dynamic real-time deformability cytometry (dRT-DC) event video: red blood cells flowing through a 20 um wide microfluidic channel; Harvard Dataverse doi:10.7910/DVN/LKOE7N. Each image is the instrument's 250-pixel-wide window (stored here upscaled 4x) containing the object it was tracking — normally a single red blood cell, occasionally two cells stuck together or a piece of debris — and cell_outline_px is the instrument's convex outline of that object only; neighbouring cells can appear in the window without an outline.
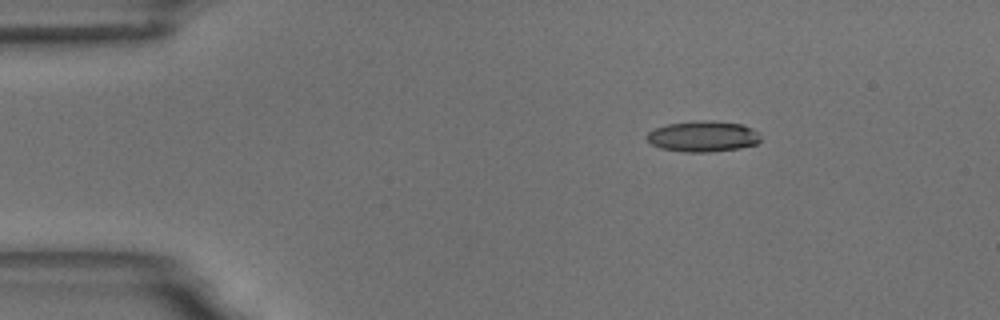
{"species": "common noctule bat (a hibernating species)", "species_latin": "Nyctalus noctula", "temperature_condition": "room temperature", "stored_images_in_passage": 8, "camera_frame_rate_fps": 3000, "um_per_image_px": 0.085, "animal": {"sex": "male", "body_mass_g": 18.8}, "frame": {"image": 1, "passage_image": 1, "time_ms": 0.0, "image_size_px": [1000, 320], "cell_outline_px": [[760, 140], [756, 144], [740, 148], [708, 152], [684, 152], [660, 148], [652, 144], [644, 136], [648, 132], [656, 128], [668, 124], [700, 120], [712, 120], [740, 124], [752, 128], [760, 132]], "centroid_in_image_um": [59.76, 11.59], "position_along_channel_um": 25.2, "area_um2": 20.52}}
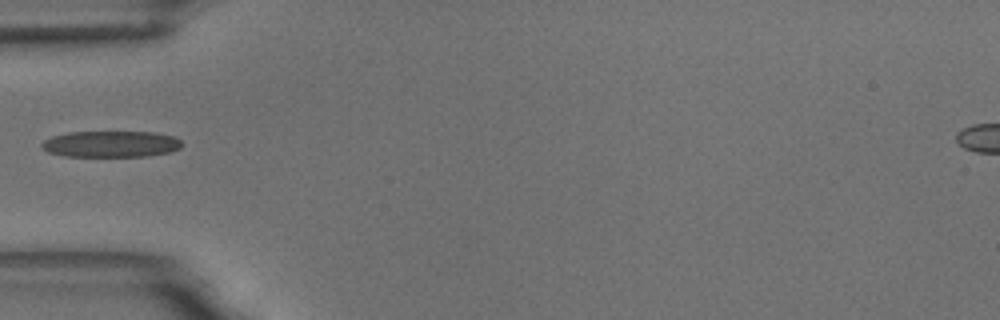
{"frame": {"image": 2, "passage_image": 3, "time_ms": 3.333, "image_size_px": [1000, 320], "cell_outline_px": [[184, 144], [180, 148], [172, 152], [148, 156], [64, 156], [48, 152], [40, 148], [40, 144], [44, 140], [52, 136], [68, 132], [152, 132], [176, 136]], "centroid_in_image_um": [9.44, 12.24], "position_along_channel_um": 75.6, "area_um2": 21.73}}
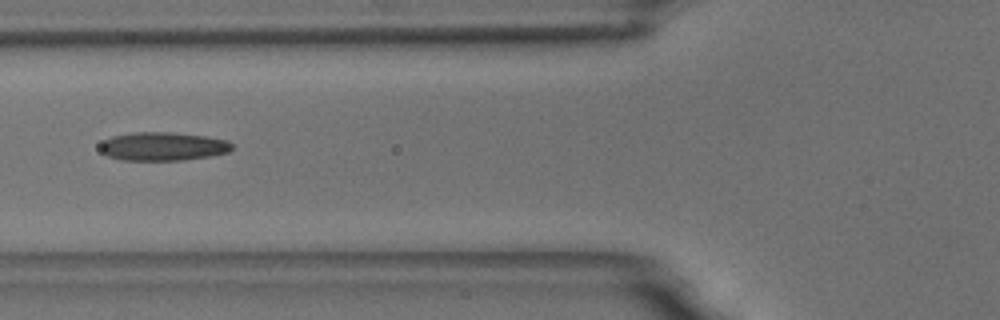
{"frame": {"image": 3, "passage_image": 4, "time_ms": 4.333, "image_size_px": [1000, 320], "cell_outline_px": [[232, 148], [228, 152], [212, 156], [184, 160], [120, 160], [104, 156], [100, 152], [100, 144], [104, 140], [112, 136], [132, 132], [172, 132], [204, 136], [228, 140], [232, 144]], "centroid_in_image_um": [13.81, 12.45], "position_along_channel_um": 112.0, "area_um2": 22.2}}